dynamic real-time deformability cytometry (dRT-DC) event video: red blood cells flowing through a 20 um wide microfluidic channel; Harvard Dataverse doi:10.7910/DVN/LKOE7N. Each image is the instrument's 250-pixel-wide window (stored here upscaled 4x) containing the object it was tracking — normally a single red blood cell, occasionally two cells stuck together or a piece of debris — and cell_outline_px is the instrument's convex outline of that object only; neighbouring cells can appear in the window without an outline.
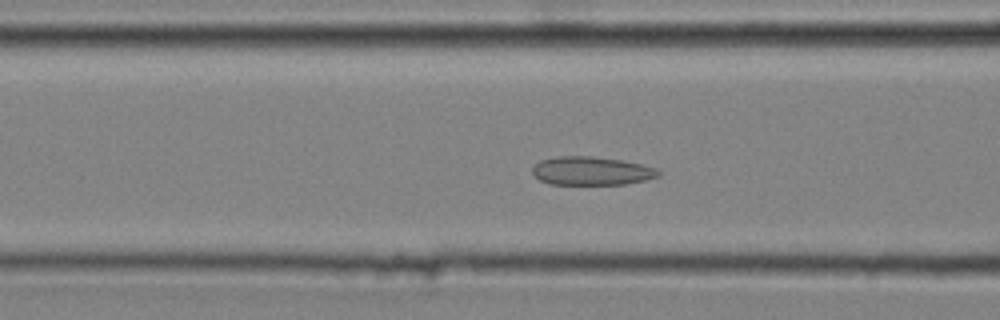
{"species": "common noctule bat (a hibernating species)", "species_latin": "Nyctalus noctula", "temperature_condition": "cold", "stored_images_in_passage": 43, "camera_frame_rate_fps": 3000, "um_per_image_px": 0.085, "animal": {"sex": "male", "body_mass_g": 20.4}, "frame": {"image": 1, "passage_image": 18, "time_ms": 5.667, "image_size_px": [1000, 320], "cell_outline_px": [[660, 176], [644, 180], [624, 184], [548, 184], [540, 180], [532, 172], [532, 168], [540, 160], [556, 156], [592, 156], [620, 160], [640, 164], [656, 168], [660, 172]], "centroid_in_image_um": [50.25, 14.52], "position_along_channel_um": 116.3, "area_um2": 20.81}}
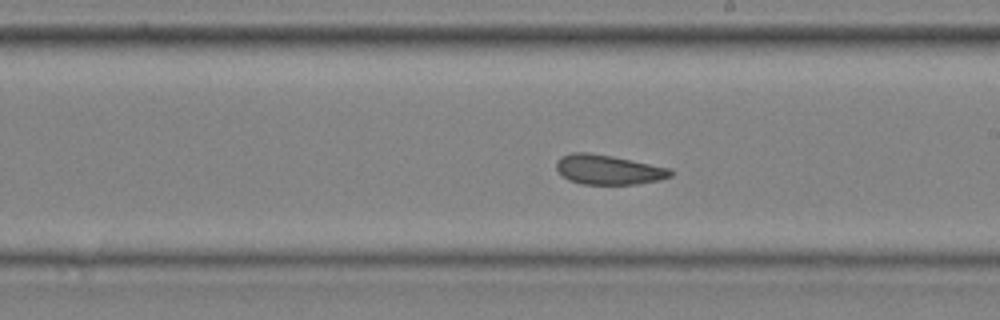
{"frame": {"image": 2, "passage_image": 27, "time_ms": 8.667, "image_size_px": [1000, 320], "cell_outline_px": [[676, 172], [672, 176], [660, 180], [636, 184], [580, 184], [568, 180], [556, 168], [556, 160], [560, 156], [572, 152], [588, 152], [612, 156], [672, 168]], "centroid_in_image_um": [51.74, 14.42], "position_along_channel_um": 237.3, "area_um2": 20.0}}
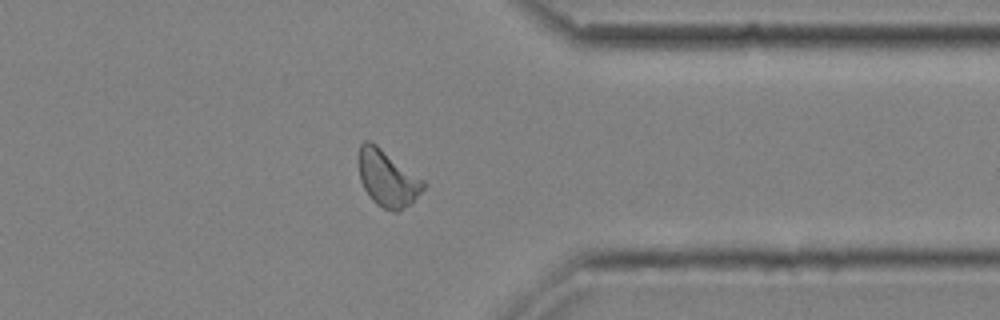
{"frame": {"image": 3, "passage_image": 38, "time_ms": 12.333, "image_size_px": [1000, 320], "cell_outline_px": [[424, 188], [408, 204], [396, 212], [392, 212], [376, 204], [372, 200], [364, 188], [360, 180], [360, 144], [364, 140], [368, 140], [376, 144], [424, 180]], "centroid_in_image_um": [32.92, 15.15], "position_along_channel_um": 378.5, "area_um2": 20.69}, "authors_computed_cell_mechanics": {"area_um2": 20.6346, "velocity_mm_per_s": 4.038, "shape_relaxation_time_tau1_ms": null, "shape_relaxation_time_tau2_ms": 1.9015, "deformation_change_tau1": null, "deformation_change_tau2": 0.0836}}